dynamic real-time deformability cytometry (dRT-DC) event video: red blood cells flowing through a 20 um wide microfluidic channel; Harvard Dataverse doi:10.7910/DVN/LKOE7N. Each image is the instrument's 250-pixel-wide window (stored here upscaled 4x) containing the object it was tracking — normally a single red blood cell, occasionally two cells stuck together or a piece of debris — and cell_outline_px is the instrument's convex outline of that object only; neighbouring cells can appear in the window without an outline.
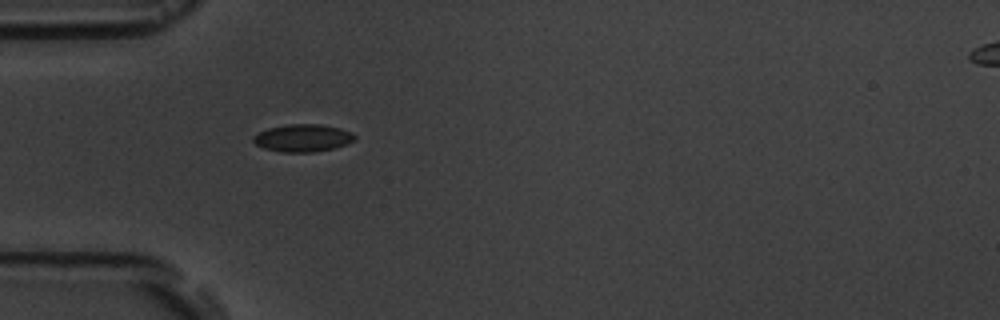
{"species": "common noctule bat (a hibernating species)", "species_latin": "Nyctalus noctula", "temperature_condition": "room temperature", "stored_images_in_passage": 3, "camera_frame_rate_fps": 3000, "um_per_image_px": 0.085, "animal": {"sex": "male", "body_mass_g": 19.5, "forearm_length_mm": 54.6}, "frame": {"image": 1, "passage_image": 3, "time_ms": 3.0, "image_size_px": [1000, 320], "cell_outline_px": [[356, 140], [348, 144], [336, 148], [312, 152], [280, 152], [264, 148], [256, 144], [252, 140], [252, 136], [268, 128], [288, 124], [320, 124], [340, 128], [352, 132], [356, 136]], "centroid_in_image_um": [25.77, 11.73], "position_along_channel_um": 59.2, "area_um2": 16.42}}